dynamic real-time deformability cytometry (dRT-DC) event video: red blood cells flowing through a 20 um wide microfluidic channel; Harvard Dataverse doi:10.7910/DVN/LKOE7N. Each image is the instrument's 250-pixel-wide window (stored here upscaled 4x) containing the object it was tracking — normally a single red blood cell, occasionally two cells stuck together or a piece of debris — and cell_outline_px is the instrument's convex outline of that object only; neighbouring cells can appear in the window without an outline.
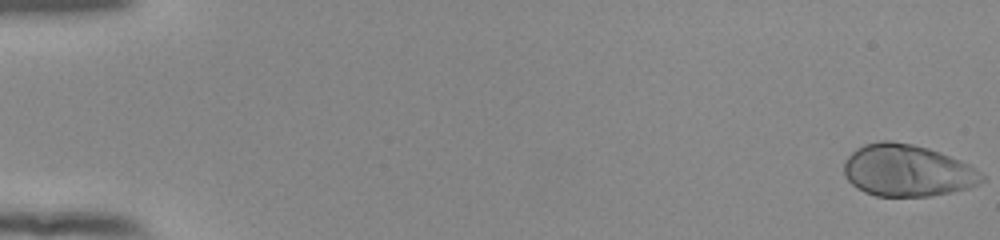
{"species": "human", "species_latin": "Homo sapiens", "temperature_condition": "room temperature", "stored_images_in_passage": 54, "camera_frame_rate_fps": 3000, "um_per_image_px": 0.085, "donor": {"sex": "female"}, "frame": {"image": 1, "passage_image": 1, "time_ms": 0.0, "image_size_px": [1000, 240], "cell_outline_px": [[984, 180], [968, 188], [928, 196], [876, 196], [864, 192], [856, 188], [844, 176], [844, 160], [856, 148], [864, 144], [884, 140], [888, 140], [912, 144], [928, 148], [940, 152], [960, 160], [968, 164], [980, 172], [984, 176]], "centroid_in_image_um": [77.08, 14.49], "position_along_channel_um": 7.9, "area_um2": 41.62}}
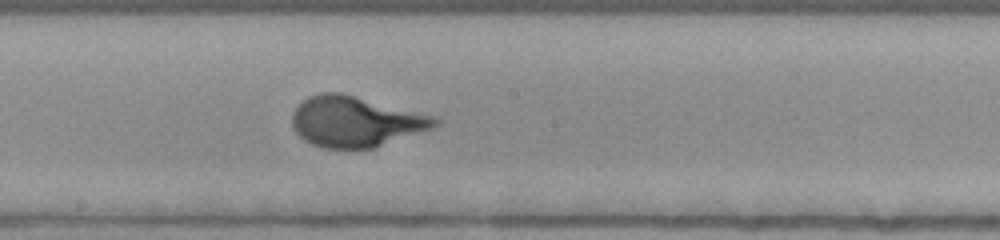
{"frame": {"image": 2, "passage_image": 31, "time_ms": 10.0, "image_size_px": [1000, 240], "cell_outline_px": [[440, 124], [432, 128], [376, 148], [324, 148], [312, 144], [304, 140], [292, 128], [292, 112], [308, 96], [320, 92], [340, 92], [432, 116], [440, 120]], "centroid_in_image_um": [30.19, 10.34], "position_along_channel_um": 218.0, "area_um2": 41.79}}
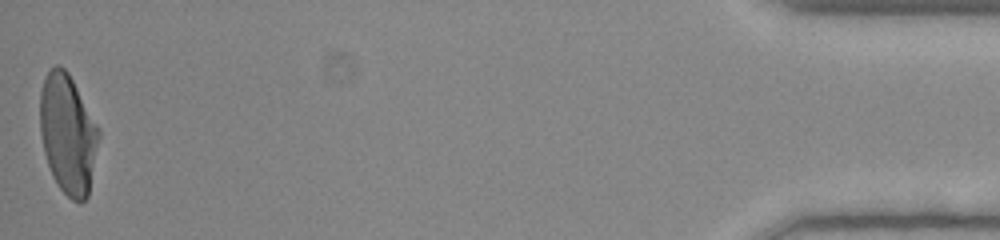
{"frame": {"image": 3, "passage_image": 54, "time_ms": 17.667, "image_size_px": [1000, 240], "cell_outline_px": [[100, 136], [88, 196], [80, 204], [72, 200], [60, 188], [52, 176], [44, 152], [40, 132], [40, 92], [44, 76], [56, 64], [60, 64], [68, 72], [100, 128]], "centroid_in_image_um": [5.77, 11.38], "position_along_channel_um": 429.4, "area_um2": 41.15}}